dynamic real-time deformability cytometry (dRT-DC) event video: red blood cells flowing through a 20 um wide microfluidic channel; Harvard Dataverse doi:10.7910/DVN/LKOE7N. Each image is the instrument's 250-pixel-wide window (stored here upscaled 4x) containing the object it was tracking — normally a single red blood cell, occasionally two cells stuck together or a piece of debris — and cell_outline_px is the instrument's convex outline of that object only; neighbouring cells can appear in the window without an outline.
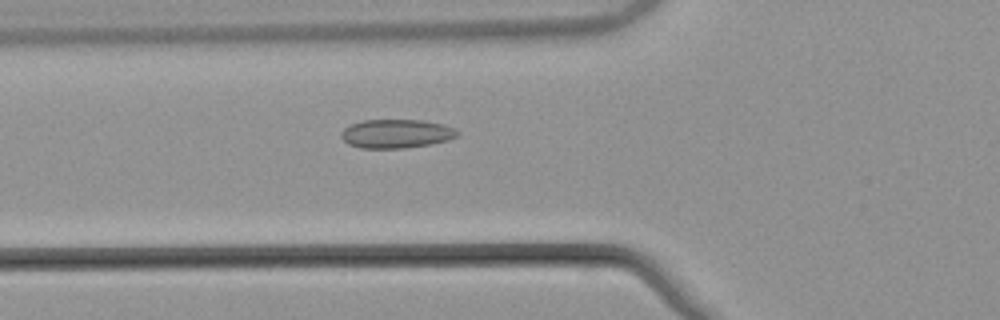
{"species": "common noctule bat (a hibernating species)", "species_latin": "Nyctalus noctula", "temperature_condition": "warm", "stored_images_in_passage": 53, "camera_frame_rate_fps": 3000, "um_per_image_px": 0.085, "animal": {"sex": "male", "body_mass_g": 21.5, "forearm_length_mm": 52.0}, "frame": {"image": 1, "passage_image": 19, "time_ms": 6.0, "image_size_px": [1000, 320], "cell_outline_px": [[460, 132], [456, 136], [448, 140], [428, 144], [404, 148], [360, 148], [348, 144], [340, 136], [340, 132], [344, 128], [352, 124], [364, 120], [420, 120], [444, 124]], "centroid_in_image_um": [33.65, 11.36], "position_along_channel_um": 92.1, "area_um2": 19.36}}
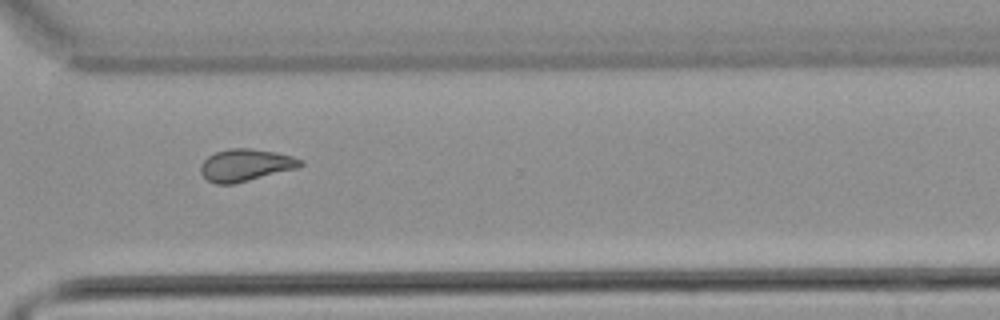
{"frame": {"image": 2, "passage_image": 39, "time_ms": 12.667, "image_size_px": [1000, 320], "cell_outline_px": [[304, 164], [296, 168], [232, 184], [216, 184], [208, 180], [200, 172], [200, 164], [208, 156], [216, 152], [228, 148], [252, 148], [276, 152], [292, 156], [304, 160]], "centroid_in_image_um": [20.86, 14.01], "position_along_channel_um": 349.7, "area_um2": 18.61}}
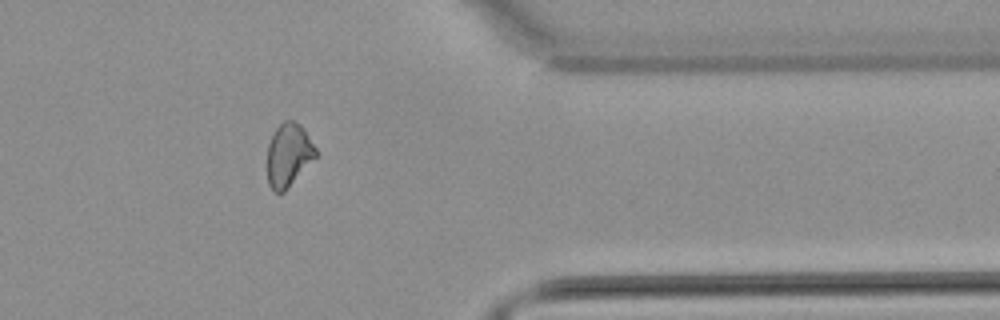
{"frame": {"image": 3, "passage_image": 43, "time_ms": 14.0, "image_size_px": [1000, 320], "cell_outline_px": [[316, 156], [284, 192], [272, 192], [268, 184], [268, 144], [276, 128], [284, 120], [292, 120], [300, 124], [304, 128], [316, 148]], "centroid_in_image_um": [24.52, 13.16], "position_along_channel_um": 386.9, "area_um2": 17.69}, "authors_computed_cell_mechanics": {"area_um2": 18.785, "velocity_mm_per_s": 3.8621, "shape_relaxation_time_tau1_ms": null, "shape_relaxation_time_tau2_ms": 1.8284, "deformation_change_tau1": null, "deformation_change_tau2": 0.0751}}